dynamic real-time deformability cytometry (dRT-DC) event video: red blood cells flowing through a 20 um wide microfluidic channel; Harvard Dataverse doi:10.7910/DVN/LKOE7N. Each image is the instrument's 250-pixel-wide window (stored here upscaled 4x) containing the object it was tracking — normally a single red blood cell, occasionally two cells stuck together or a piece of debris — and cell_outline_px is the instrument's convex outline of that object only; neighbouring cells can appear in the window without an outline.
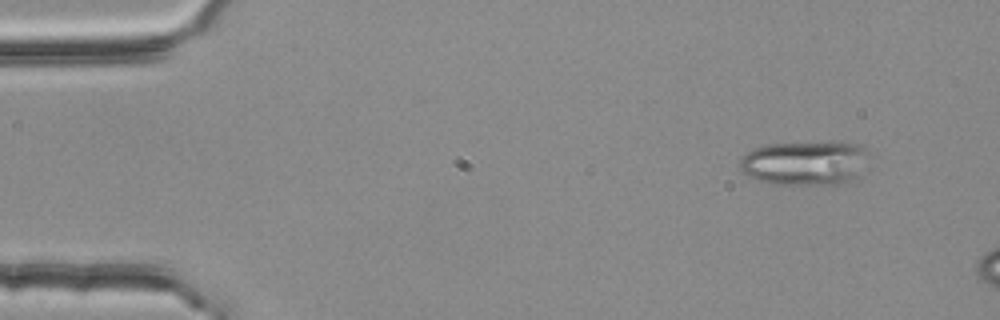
{"species": "common noctule bat (a hibernating species)", "species_latin": "Nyctalus noctula", "temperature_condition": "room temperature", "stored_images_in_passage": 12, "camera_frame_rate_fps": 3000, "um_per_image_px": 0.085, "animal": {"sex": "female", "body_mass_g": 25.1}, "frame": {"image": 1, "passage_image": 1, "time_ms": 0.0, "image_size_px": [1000, 320], "cell_outline_px": [[868, 152], [856, 172], [848, 180], [840, 184], [768, 184], [756, 180], [748, 176], [740, 168], [740, 156], [752, 148], [764, 144], [836, 140], [856, 144], [868, 148]], "centroid_in_image_um": [68.31, 13.8], "position_along_channel_um": 16.7, "area_um2": 33.58}}